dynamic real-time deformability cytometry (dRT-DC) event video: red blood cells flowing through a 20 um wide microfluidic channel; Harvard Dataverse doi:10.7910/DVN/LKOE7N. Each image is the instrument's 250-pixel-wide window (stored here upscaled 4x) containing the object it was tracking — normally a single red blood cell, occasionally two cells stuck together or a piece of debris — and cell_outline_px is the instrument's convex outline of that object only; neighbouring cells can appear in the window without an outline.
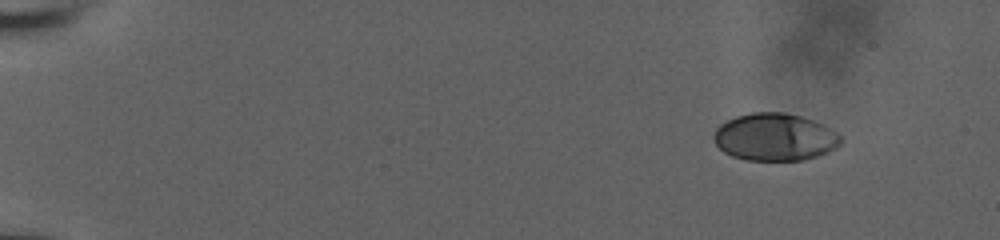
{"species": "human", "species_latin": "Homo sapiens", "temperature_condition": "room temperature", "stored_images_in_passage": 51, "camera_frame_rate_fps": 3000, "um_per_image_px": 0.085, "donor": {"sex": "male"}, "frame": {"image": 1, "passage_image": 1, "time_ms": 0.0, "image_size_px": [1000, 240], "cell_outline_px": [[844, 140], [836, 148], [828, 152], [804, 160], [748, 160], [732, 156], [724, 152], [716, 144], [712, 136], [716, 128], [720, 124], [736, 116], [752, 112], [784, 112], [800, 116], [824, 124], [836, 132]], "centroid_in_image_um": [65.87, 11.65], "position_along_channel_um": 19.1, "area_um2": 35.2}}
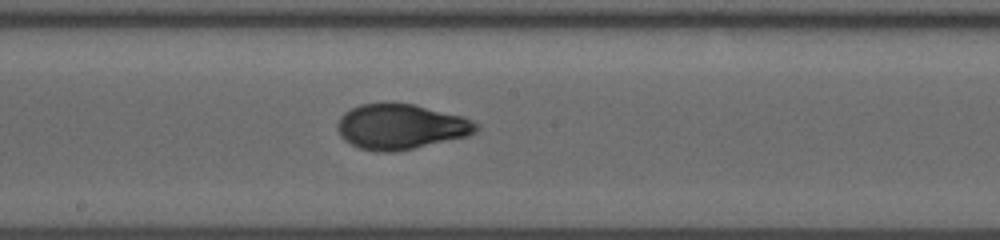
{"frame": {"image": 2, "passage_image": 28, "time_ms": 9.0, "image_size_px": [1000, 240], "cell_outline_px": [[480, 128], [476, 132], [468, 136], [396, 152], [376, 152], [360, 148], [344, 140], [340, 136], [336, 124], [340, 116], [344, 112], [360, 104], [412, 104], [464, 116], [480, 124]], "centroid_in_image_um": [34.09, 10.78], "position_along_channel_um": 214.1, "area_um2": 36.59}}
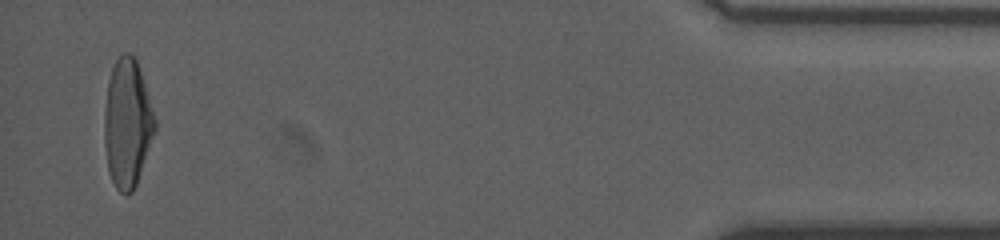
{"frame": {"image": 3, "passage_image": 50, "time_ms": 16.333, "image_size_px": [1000, 240], "cell_outline_px": [[156, 128], [136, 184], [132, 192], [124, 196], [116, 188], [112, 180], [108, 168], [104, 144], [104, 112], [108, 80], [112, 68], [116, 60], [124, 52], [128, 52], [136, 56], [156, 120]], "centroid_in_image_um": [10.81, 10.45], "position_along_channel_um": 424.4, "area_um2": 37.8}, "authors_computed_cell_mechanics": {"area_um2": 36.0672, "velocity_mm_per_s": 3.8345, "shape_relaxation_time_tau1_ms": 4.8436, "shape_relaxation_time_tau2_ms": 1.0452, "deformation_change_tau1": 0.203, "deformation_change_tau2": 0.0483}}